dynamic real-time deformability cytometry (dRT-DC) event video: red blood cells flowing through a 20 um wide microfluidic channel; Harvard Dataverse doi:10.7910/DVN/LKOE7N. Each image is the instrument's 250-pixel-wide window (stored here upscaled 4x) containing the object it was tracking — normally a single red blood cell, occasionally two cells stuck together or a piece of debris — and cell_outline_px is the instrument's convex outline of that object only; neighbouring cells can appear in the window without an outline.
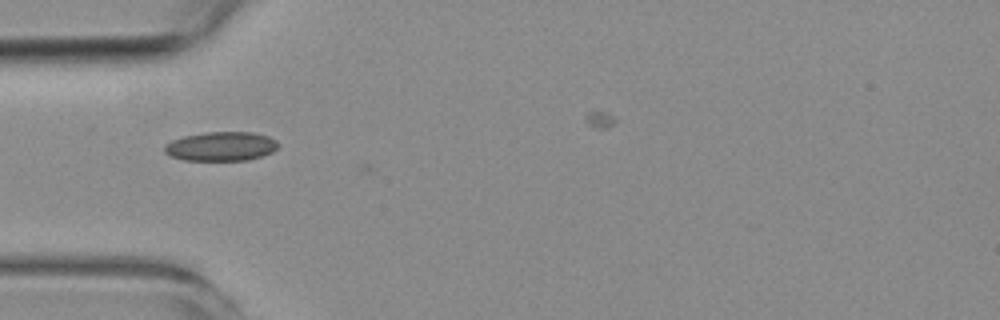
{"species": "common noctule bat (a hibernating species)", "species_latin": "Nyctalus noctula", "temperature_condition": "room temperature", "stored_images_in_passage": 7, "camera_frame_rate_fps": 3000, "um_per_image_px": 0.085, "animal": {"sex": "female", "body_mass_g": 19.3, "forearm_length_mm": 54.1}, "frame": {"image": 1, "passage_image": 6, "time_ms": 6.667, "image_size_px": [1000, 320], "cell_outline_px": [[276, 148], [272, 152], [248, 160], [184, 160], [168, 156], [164, 152], [164, 144], [172, 140], [184, 136], [204, 132], [252, 132], [268, 136], [276, 140]], "centroid_in_image_um": [18.73, 12.44], "position_along_channel_um": 66.3, "area_um2": 19.31}}